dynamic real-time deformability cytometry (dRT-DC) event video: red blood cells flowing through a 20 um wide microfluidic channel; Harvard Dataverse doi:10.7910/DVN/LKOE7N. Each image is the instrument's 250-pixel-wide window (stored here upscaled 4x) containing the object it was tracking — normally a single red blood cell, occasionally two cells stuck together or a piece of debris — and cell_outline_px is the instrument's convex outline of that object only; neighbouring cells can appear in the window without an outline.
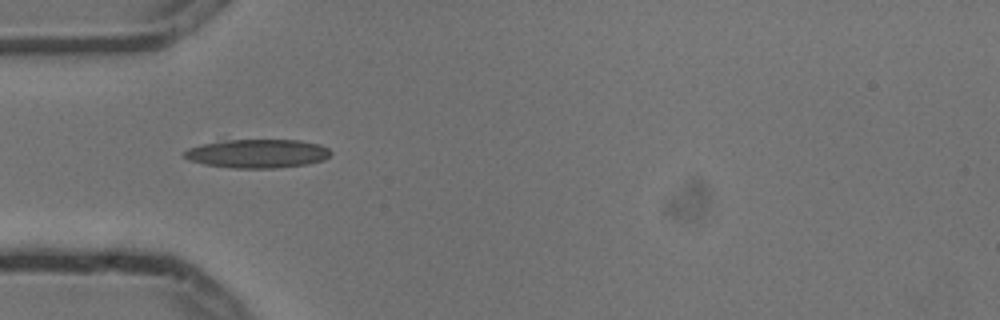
{"species": "common noctule bat (a hibernating species)", "species_latin": "Nyctalus noctula", "temperature_condition": "cold", "stored_images_in_passage": 8, "camera_frame_rate_fps": 3000, "um_per_image_px": 0.085, "animal": {"sex": "male", "body_mass_g": 13.3}, "frame": {"image": 1, "passage_image": 4, "time_ms": 1.0, "image_size_px": [1000, 320], "cell_outline_px": [[332, 152], [324, 160], [308, 164], [276, 168], [232, 168], [204, 164], [188, 160], [184, 156], [184, 152], [188, 148], [204, 144], [224, 140], [300, 140], [320, 144], [328, 148]], "centroid_in_image_um": [21.91, 13.05], "position_along_channel_um": 63.1, "area_um2": 24.51}}
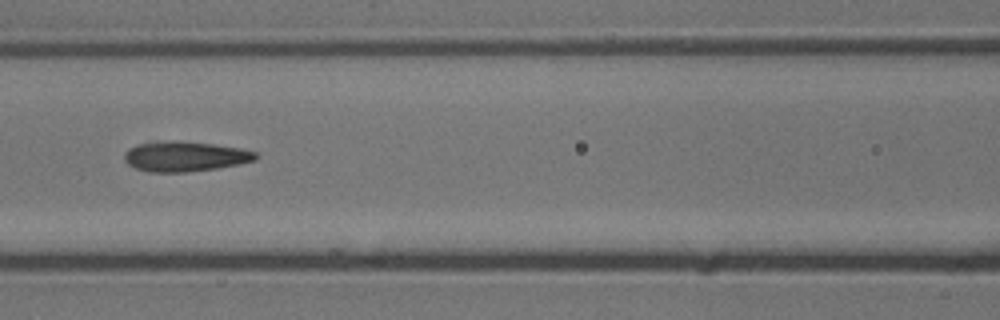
{"frame": {"image": 2, "passage_image": 6, "time_ms": 1.667, "image_size_px": [1000, 320], "cell_outline_px": [[256, 160], [240, 164], [216, 168], [188, 172], [148, 172], [136, 168], [128, 164], [124, 160], [124, 152], [128, 148], [136, 144], [172, 140], [176, 140], [212, 144], [240, 148], [256, 152]], "centroid_in_image_um": [15.69, 13.29], "position_along_channel_um": 150.9, "area_um2": 23.06}}
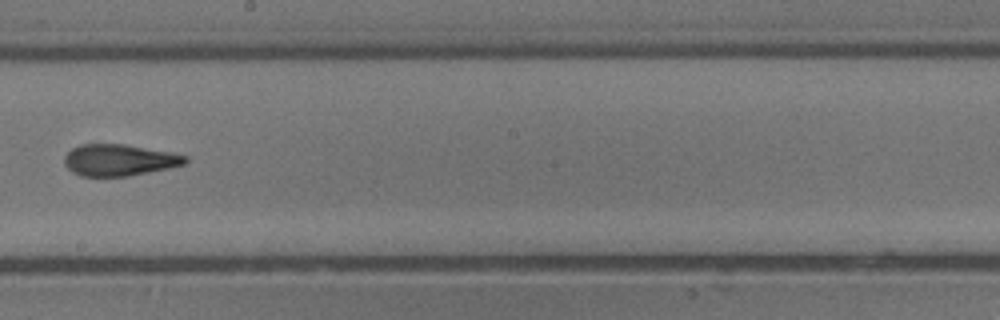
{"frame": {"image": 3, "passage_image": 8, "time_ms": 2.333, "image_size_px": [1000, 320], "cell_outline_px": [[188, 160], [184, 164], [168, 168], [128, 176], [80, 176], [72, 172], [64, 164], [64, 156], [72, 148], [80, 144], [124, 144], [172, 152], [188, 156]], "centroid_in_image_um": [10.12, 13.6], "position_along_channel_um": 238.1, "area_um2": 22.25}}